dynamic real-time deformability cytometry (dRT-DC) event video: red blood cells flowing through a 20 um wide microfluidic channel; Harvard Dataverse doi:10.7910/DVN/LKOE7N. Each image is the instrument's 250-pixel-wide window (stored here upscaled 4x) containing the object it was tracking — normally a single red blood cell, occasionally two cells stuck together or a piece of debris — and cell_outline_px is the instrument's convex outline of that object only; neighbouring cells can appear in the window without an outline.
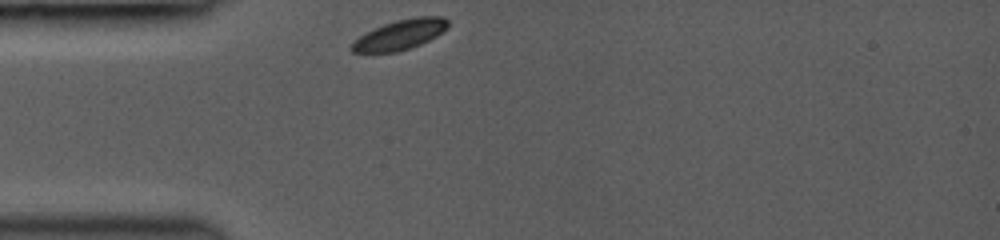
{"species": "common noctule bat (a hibernating species)", "species_latin": "Nyctalus noctula", "temperature_condition": "room temperature", "stored_images_in_passage": 1, "camera_frame_rate_fps": 3000, "um_per_image_px": 0.085, "animal": {"sex": "female", "body_mass_g": 19.0, "forearm_length_mm": 53.3}, "frame": {"image": 1, "passage_image": 1, "time_ms": 0.0, "image_size_px": [1000, 240], "cell_outline_px": [[448, 28], [436, 36], [420, 44], [396, 52], [352, 52], [348, 48], [360, 36], [384, 24], [396, 20], [416, 16], [444, 16], [448, 20]], "centroid_in_image_um": [34.04, 2.93], "position_along_channel_um": 51.0, "area_um2": 16.59}}